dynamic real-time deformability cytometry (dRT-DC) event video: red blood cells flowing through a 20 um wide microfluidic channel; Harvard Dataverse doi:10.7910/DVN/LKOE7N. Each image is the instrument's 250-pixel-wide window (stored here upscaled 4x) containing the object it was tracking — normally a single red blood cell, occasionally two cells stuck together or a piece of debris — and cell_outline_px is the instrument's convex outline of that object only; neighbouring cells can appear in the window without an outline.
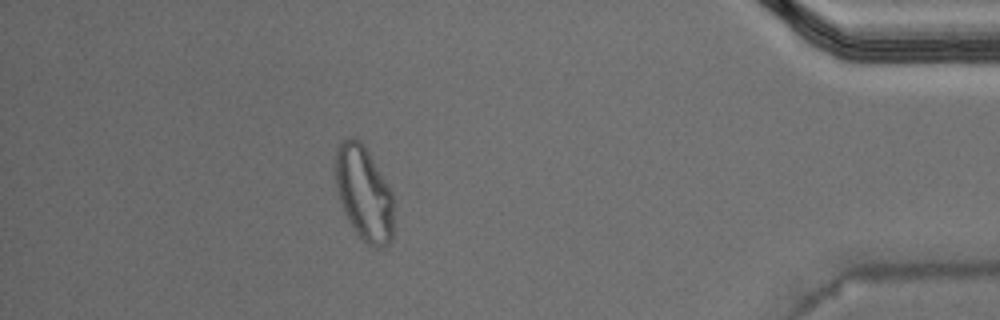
{"species": "Egyptian fruit bat (a non-hibernating species)", "species_latin": "Rousettus aegyptiacus", "temperature_condition": "warm", "stored_images_in_passage": 41, "camera_frame_rate_fps": 3000, "um_per_image_px": 0.085, "animal": {"sex": "male"}, "frame": {"image": 1, "passage_image": 35, "time_ms": 11.333, "image_size_px": [1000, 320], "cell_outline_px": [[392, 240], [388, 244], [376, 248], [368, 244], [356, 232], [344, 212], [340, 200], [336, 184], [336, 152], [340, 144], [348, 136], [352, 136], [360, 140], [364, 144], [392, 192]], "centroid_in_image_um": [30.94, 16.41], "position_along_channel_um": 404.3, "area_um2": 31.56}, "authors_computed_cell_mechanics": {"area_um2": 22.3108, "velocity_mm_per_s": 3.9664, "shape_relaxation_time_tau1_ms": null, "shape_relaxation_time_tau2_ms": 1.7238, "deformation_change_tau1": null, "deformation_change_tau2": 0.0743}}